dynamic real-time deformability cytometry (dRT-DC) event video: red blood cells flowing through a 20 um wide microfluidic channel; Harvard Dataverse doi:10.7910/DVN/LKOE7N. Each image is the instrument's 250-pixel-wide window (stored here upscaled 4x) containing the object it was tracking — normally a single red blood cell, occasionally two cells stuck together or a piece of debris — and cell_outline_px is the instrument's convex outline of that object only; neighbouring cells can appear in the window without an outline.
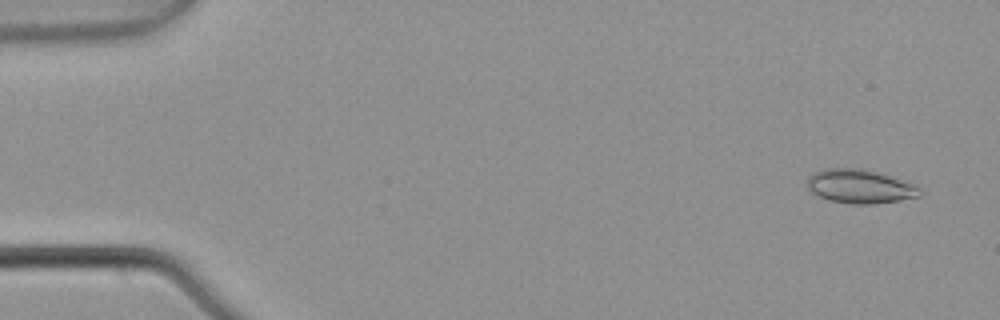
{"species": "common noctule bat (a hibernating species)", "species_latin": "Nyctalus noctula", "temperature_condition": "warm", "stored_images_in_passage": 5, "camera_frame_rate_fps": 3000, "um_per_image_px": 0.085, "animal": {"sex": "male", "body_mass_g": 21.5, "forearm_length_mm": 52.0}, "frame": {"image": 1, "passage_image": 1, "time_ms": 0.0, "image_size_px": [1000, 320], "cell_outline_px": [[924, 192], [920, 196], [900, 200], [876, 204], [852, 204], [828, 200], [812, 192], [808, 188], [808, 176], [824, 168], [864, 168], [912, 184], [920, 188]], "centroid_in_image_um": [73.09, 15.85], "position_along_channel_um": 11.9, "area_um2": 22.08}}
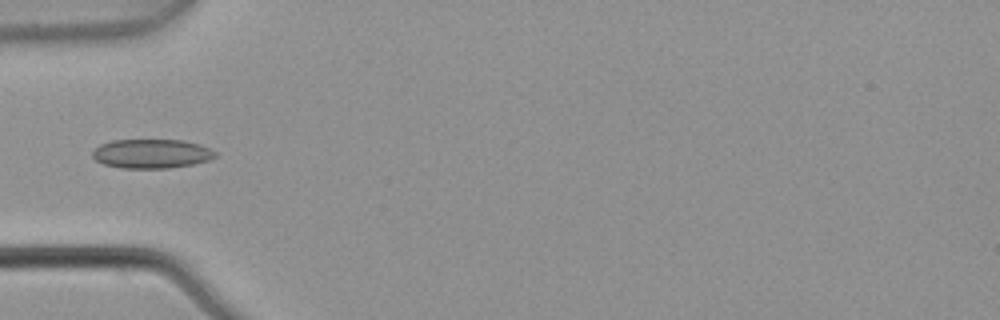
{"frame": {"image": 2, "passage_image": 5, "time_ms": 1.333, "image_size_px": [1000, 320], "cell_outline_px": [[216, 156], [208, 160], [192, 164], [168, 168], [120, 168], [104, 164], [96, 160], [92, 156], [92, 152], [100, 144], [112, 140], [184, 140], [200, 144], [216, 152]], "centroid_in_image_um": [12.87, 13.06], "position_along_channel_um": 72.1, "area_um2": 20.81}}